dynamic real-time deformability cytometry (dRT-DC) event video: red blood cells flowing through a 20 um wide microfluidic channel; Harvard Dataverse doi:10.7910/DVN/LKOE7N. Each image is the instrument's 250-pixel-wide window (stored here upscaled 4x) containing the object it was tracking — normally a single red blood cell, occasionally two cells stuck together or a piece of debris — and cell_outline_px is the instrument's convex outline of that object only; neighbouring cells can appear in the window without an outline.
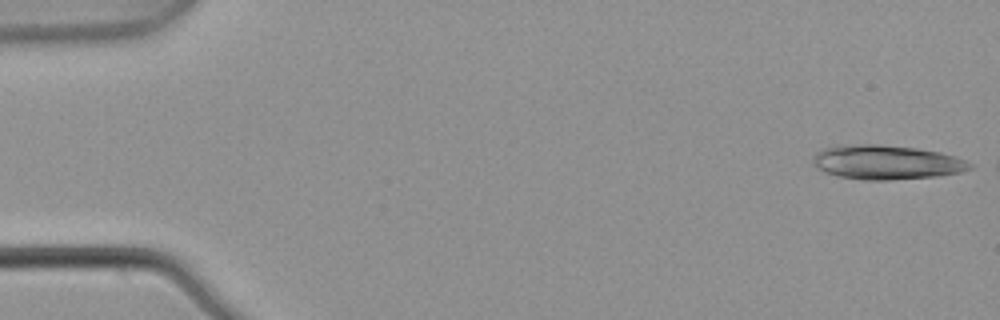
{"species": "common noctule bat (a hibernating species)", "species_latin": "Nyctalus noctula", "temperature_condition": "warm", "stored_images_in_passage": 3, "camera_frame_rate_fps": 3000, "um_per_image_px": 0.085, "animal": {"sex": "male", "body_mass_g": 21.5, "forearm_length_mm": 52.0}, "frame": {"image": 1, "passage_image": 1, "time_ms": 0.0, "image_size_px": [1000, 320], "cell_outline_px": [[972, 168], [960, 172], [936, 176], [888, 180], [864, 180], [836, 176], [824, 172], [816, 168], [812, 164], [812, 156], [820, 148], [836, 144], [880, 144], [916, 148], [940, 152], [956, 156], [972, 164]], "centroid_in_image_um": [75.25, 13.78], "position_along_channel_um": 9.7, "area_um2": 31.85}}